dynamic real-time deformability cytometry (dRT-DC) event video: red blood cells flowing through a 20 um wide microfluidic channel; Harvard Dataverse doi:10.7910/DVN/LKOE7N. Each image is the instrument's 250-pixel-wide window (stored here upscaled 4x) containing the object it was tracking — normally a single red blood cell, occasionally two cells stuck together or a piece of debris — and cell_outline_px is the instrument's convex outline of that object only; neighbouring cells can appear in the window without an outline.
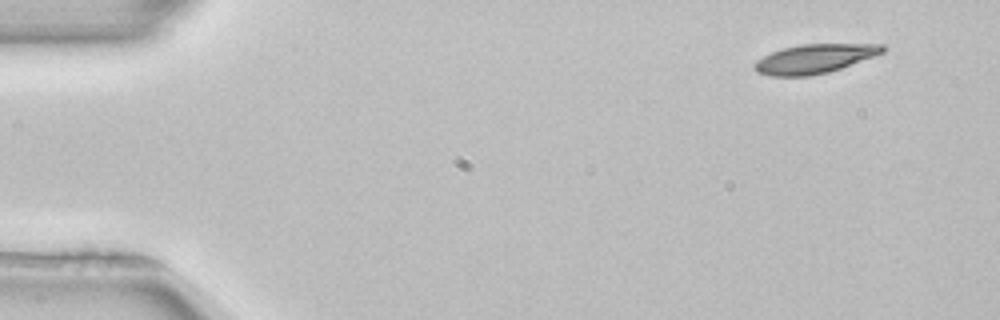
{"species": "common noctule bat (a hibernating species)", "species_latin": "Nyctalus noctula", "temperature_condition": "room temperature", "stored_images_in_passage": 27, "camera_frame_rate_fps": 3000, "um_per_image_px": 0.085, "animal": {"sex": "female", "body_mass_g": 22.7, "forearm_length_mm": 54.2}, "frame": {"image": 1, "passage_image": 1, "time_ms": 0.0, "image_size_px": [1000, 320], "cell_outline_px": [[888, 48], [884, 52], [840, 68], [828, 72], [808, 76], [772, 76], [756, 72], [752, 68], [752, 64], [756, 60], [772, 52], [784, 48], [800, 44], [884, 44]], "centroid_in_image_um": [69.21, 4.99], "position_along_channel_um": 15.8, "area_um2": 21.68}}
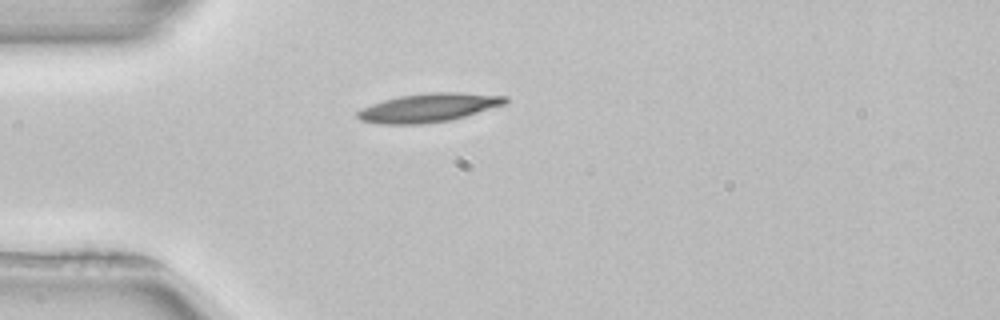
{"frame": {"image": 2, "passage_image": 11, "time_ms": 3.333, "image_size_px": [1000, 320], "cell_outline_px": [[508, 100], [504, 104], [452, 120], [424, 124], [380, 124], [360, 120], [356, 116], [356, 112], [360, 108], [384, 100], [400, 96], [428, 92], [456, 92], [508, 96]], "centroid_in_image_um": [36.4, 9.16], "position_along_channel_um": 48.6, "area_um2": 24.68}}